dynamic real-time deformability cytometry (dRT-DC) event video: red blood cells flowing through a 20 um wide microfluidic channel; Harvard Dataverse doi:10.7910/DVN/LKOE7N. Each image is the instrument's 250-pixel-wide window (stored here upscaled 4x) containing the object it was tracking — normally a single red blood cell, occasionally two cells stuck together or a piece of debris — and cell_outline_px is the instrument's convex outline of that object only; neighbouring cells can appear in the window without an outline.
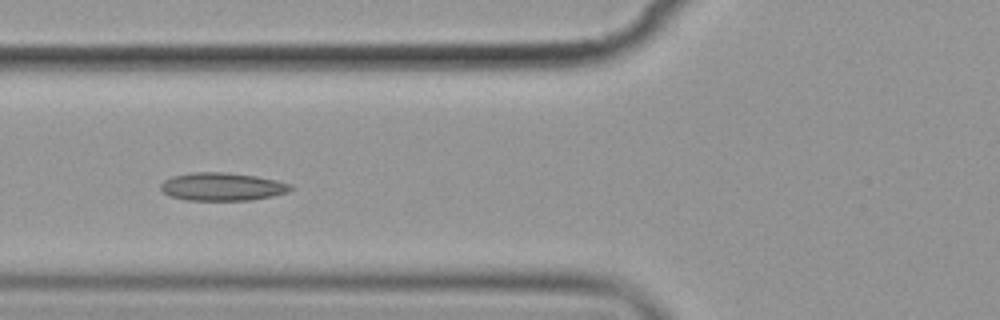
{"species": "common noctule bat (a hibernating species)", "species_latin": "Nyctalus noctula", "temperature_condition": "cold", "stored_images_in_passage": 7, "camera_frame_rate_fps": 3000, "um_per_image_px": 0.085, "animal": {"sex": "female", "body_mass_g": 19.9}, "frame": {"image": 1, "passage_image": 7, "time_ms": 7.333, "image_size_px": [1000, 320], "cell_outline_px": [[292, 188], [288, 192], [272, 196], [252, 200], [188, 200], [168, 196], [160, 188], [160, 184], [164, 180], [172, 176], [192, 172], [224, 172], [256, 176], [276, 180], [292, 184]], "centroid_in_image_um": [18.87, 15.86], "position_along_channel_um": 106.9, "area_um2": 21.27}}